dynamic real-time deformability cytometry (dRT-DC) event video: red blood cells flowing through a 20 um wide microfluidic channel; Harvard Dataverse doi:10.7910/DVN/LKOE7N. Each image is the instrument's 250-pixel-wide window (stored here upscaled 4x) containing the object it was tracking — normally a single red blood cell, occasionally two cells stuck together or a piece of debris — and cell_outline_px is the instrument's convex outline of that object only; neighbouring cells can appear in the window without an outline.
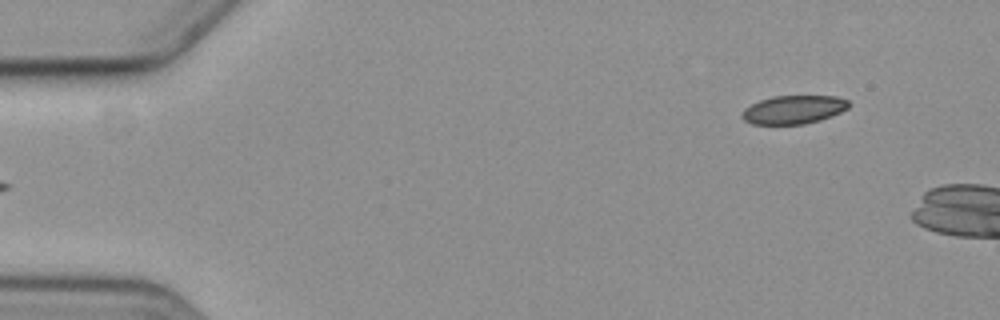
{"species": "common noctule bat (a hibernating species)", "species_latin": "Nyctalus noctula", "temperature_condition": "cold", "stored_images_in_passage": 2, "camera_frame_rate_fps": 3000, "um_per_image_px": 0.085, "animal": {"sex": "female", "body_mass_g": 19.3, "forearm_length_mm": 54.1}, "frame": {"image": 1, "passage_image": 2, "time_ms": 1.333, "image_size_px": [1000, 320], "cell_outline_px": [[848, 108], [832, 116], [820, 120], [804, 124], [752, 124], [744, 120], [740, 116], [744, 108], [760, 100], [772, 96], [836, 96], [848, 100]], "centroid_in_image_um": [67.43, 9.32], "position_along_channel_um": 17.6, "area_um2": 17.69}}